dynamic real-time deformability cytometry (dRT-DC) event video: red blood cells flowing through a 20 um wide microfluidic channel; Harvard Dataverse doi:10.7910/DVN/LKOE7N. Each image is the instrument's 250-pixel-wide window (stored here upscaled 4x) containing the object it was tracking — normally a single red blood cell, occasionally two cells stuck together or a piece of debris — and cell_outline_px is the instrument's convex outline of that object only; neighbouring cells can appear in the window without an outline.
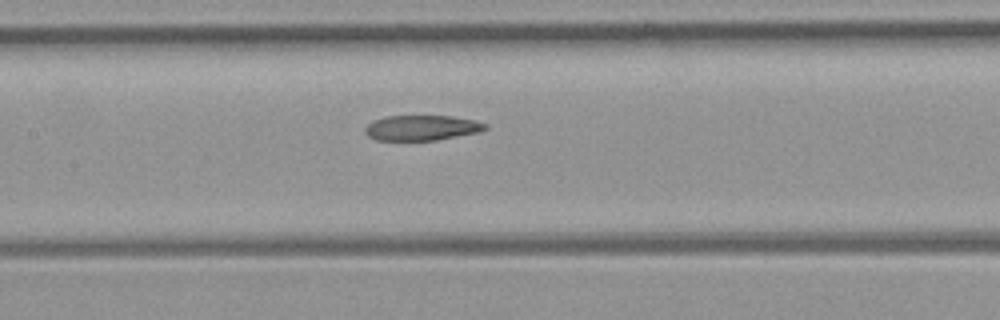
{"species": "common noctule bat (a hibernating species)", "species_latin": "Nyctalus noctula", "temperature_condition": "room temperature", "stored_images_in_passage": 7, "camera_frame_rate_fps": 3000, "um_per_image_px": 0.085, "animal": {"sex": "female", "body_mass_g": 21.9}, "frame": {"image": 1, "passage_image": 7, "time_ms": 7.667, "image_size_px": [1000, 320], "cell_outline_px": [[488, 128], [480, 132], [436, 140], [376, 140], [368, 136], [364, 128], [368, 124], [384, 116], [452, 116], [476, 120], [488, 124]], "centroid_in_image_um": [35.89, 10.86], "position_along_channel_um": 171.5, "area_um2": 17.69}}